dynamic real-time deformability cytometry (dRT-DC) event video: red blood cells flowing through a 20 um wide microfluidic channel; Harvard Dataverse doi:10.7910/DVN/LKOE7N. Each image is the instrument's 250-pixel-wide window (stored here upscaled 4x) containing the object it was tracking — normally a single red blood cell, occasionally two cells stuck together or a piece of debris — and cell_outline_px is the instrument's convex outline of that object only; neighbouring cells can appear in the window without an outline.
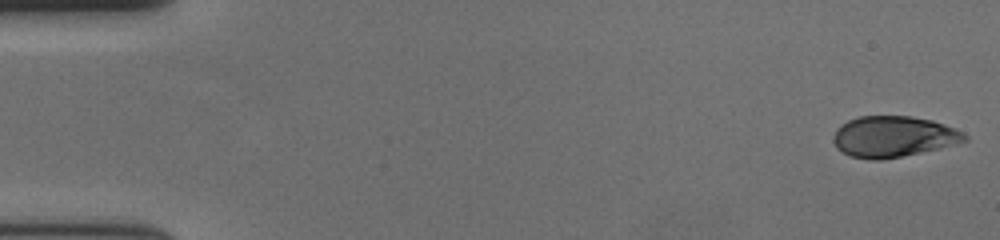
{"species": "human", "species_latin": "Homo sapiens", "temperature_condition": "cold", "stored_images_in_passage": 57, "camera_frame_rate_fps": 3000, "um_per_image_px": 0.085, "donor": {"sex": "female"}, "frame": {"image": 1, "passage_image": 1, "time_ms": 0.0, "image_size_px": [1000, 240], "cell_outline_px": [[968, 140], [940, 148], [880, 160], [868, 160], [848, 156], [836, 148], [832, 140], [836, 128], [840, 124], [848, 120], [860, 116], [912, 116], [932, 120], [944, 124], [964, 132], [968, 136]], "centroid_in_image_um": [75.9, 11.61], "position_along_channel_um": 9.1, "area_um2": 31.56}}
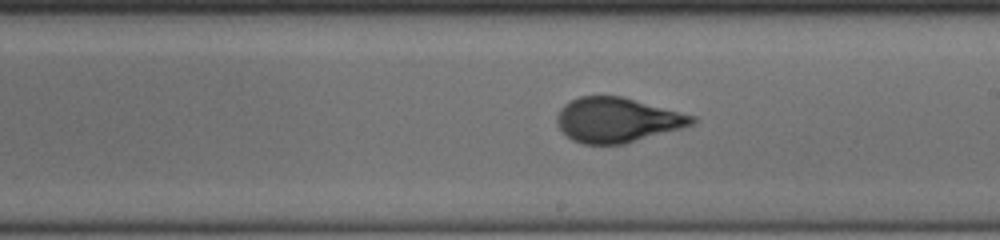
{"frame": {"image": 2, "passage_image": 33, "time_ms": 10.667, "image_size_px": [1000, 240], "cell_outline_px": [[696, 124], [624, 144], [584, 144], [572, 140], [560, 128], [556, 120], [556, 116], [560, 108], [564, 104], [580, 96], [620, 96], [696, 116]], "centroid_in_image_um": [52.46, 10.2], "position_along_channel_um": 236.5, "area_um2": 35.03}}
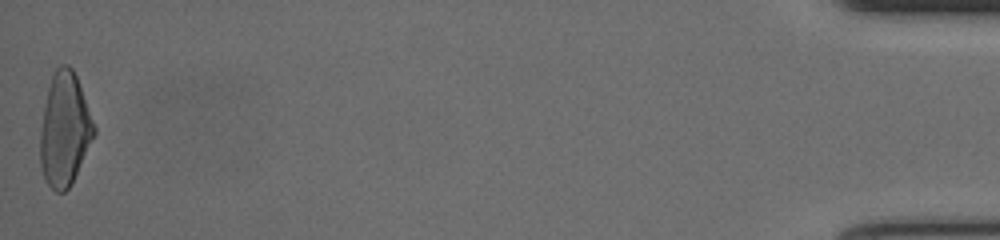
{"frame": {"image": 3, "passage_image": 57, "time_ms": 18.667, "image_size_px": [1000, 240], "cell_outline_px": [[96, 132], [72, 184], [64, 192], [56, 192], [44, 180], [40, 164], [40, 132], [44, 108], [48, 88], [52, 76], [56, 68], [60, 64], [68, 64], [72, 68], [76, 76], [96, 128]], "centroid_in_image_um": [5.49, 11.03], "position_along_channel_um": 429.7, "area_um2": 35.37}, "authors_computed_cell_mechanics": {"area_um2": 34.5644, "velocity_mm_per_s": 3.6432, "shape_relaxation_time_tau1_ms": 6.3531, "shape_relaxation_time_tau2_ms": null, "deformation_change_tau1": 0.2155, "deformation_change_tau2": null}}